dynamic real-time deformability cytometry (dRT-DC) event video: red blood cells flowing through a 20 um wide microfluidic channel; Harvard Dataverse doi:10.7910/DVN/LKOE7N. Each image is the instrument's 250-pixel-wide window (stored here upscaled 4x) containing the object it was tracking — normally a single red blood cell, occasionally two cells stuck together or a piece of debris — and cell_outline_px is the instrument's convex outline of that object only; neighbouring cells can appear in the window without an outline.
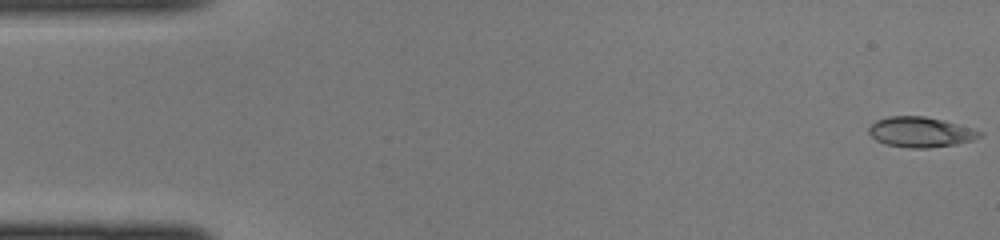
{"species": "common noctule bat (a hibernating species)", "species_latin": "Nyctalus noctula", "temperature_condition": "cold", "stored_images_in_passage": 44, "camera_frame_rate_fps": 3000, "um_per_image_px": 0.085, "animal": {"sex": "female", "body_mass_g": 22.0, "forearm_length_mm": 56.7}, "frame": {"image": 1, "passage_image": 1, "time_ms": 0.0, "image_size_px": [1000, 240], "cell_outline_px": [[984, 136], [972, 140], [956, 144], [928, 148], [908, 148], [884, 144], [876, 140], [868, 132], [868, 128], [876, 120], [888, 116], [924, 116], [944, 120], [972, 128], [984, 132]], "centroid_in_image_um": [78.26, 11.23], "position_along_channel_um": 6.7, "area_um2": 19.71}}
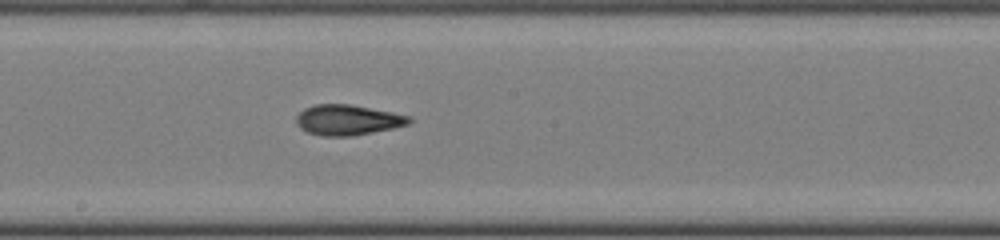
{"frame": {"image": 2, "passage_image": 24, "time_ms": 7.667, "image_size_px": [1000, 240], "cell_outline_px": [[412, 120], [408, 124], [392, 128], [352, 136], [324, 136], [308, 132], [300, 128], [296, 124], [296, 116], [304, 108], [316, 104], [352, 104], [412, 116]], "centroid_in_image_um": [29.55, 10.18], "position_along_channel_um": 218.7, "area_um2": 20.0}}
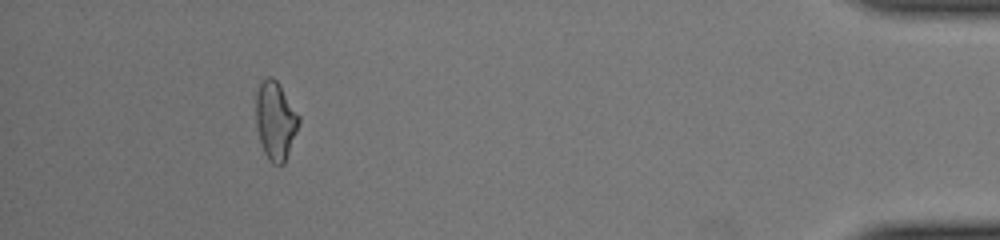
{"frame": {"image": 3, "passage_image": 41, "time_ms": 13.333, "image_size_px": [1000, 240], "cell_outline_px": [[300, 120], [296, 132], [284, 164], [272, 164], [268, 160], [264, 152], [260, 140], [256, 124], [256, 92], [260, 84], [268, 76], [272, 76], [276, 80], [300, 116]], "centroid_in_image_um": [23.41, 10.26], "position_along_channel_um": 411.8, "area_um2": 19.31}}